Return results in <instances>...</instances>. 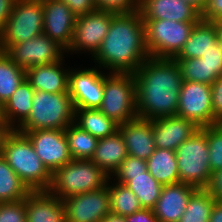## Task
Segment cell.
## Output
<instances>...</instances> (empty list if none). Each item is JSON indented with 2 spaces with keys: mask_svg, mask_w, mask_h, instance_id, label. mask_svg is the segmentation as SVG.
<instances>
[{
  "mask_svg": "<svg viewBox=\"0 0 222 222\" xmlns=\"http://www.w3.org/2000/svg\"><path fill=\"white\" fill-rule=\"evenodd\" d=\"M134 76L138 117L152 121L177 114L183 79L174 59L149 57Z\"/></svg>",
  "mask_w": 222,
  "mask_h": 222,
  "instance_id": "cell-1",
  "label": "cell"
},
{
  "mask_svg": "<svg viewBox=\"0 0 222 222\" xmlns=\"http://www.w3.org/2000/svg\"><path fill=\"white\" fill-rule=\"evenodd\" d=\"M149 57L144 23L138 10L112 18L108 33L92 58L97 67L110 73H135Z\"/></svg>",
  "mask_w": 222,
  "mask_h": 222,
  "instance_id": "cell-2",
  "label": "cell"
},
{
  "mask_svg": "<svg viewBox=\"0 0 222 222\" xmlns=\"http://www.w3.org/2000/svg\"><path fill=\"white\" fill-rule=\"evenodd\" d=\"M1 156L30 191H48L52 174L37 156L25 134L13 129L5 138Z\"/></svg>",
  "mask_w": 222,
  "mask_h": 222,
  "instance_id": "cell-3",
  "label": "cell"
},
{
  "mask_svg": "<svg viewBox=\"0 0 222 222\" xmlns=\"http://www.w3.org/2000/svg\"><path fill=\"white\" fill-rule=\"evenodd\" d=\"M28 117L15 129L28 132L65 129L75 122V108L69 93L35 91Z\"/></svg>",
  "mask_w": 222,
  "mask_h": 222,
  "instance_id": "cell-4",
  "label": "cell"
},
{
  "mask_svg": "<svg viewBox=\"0 0 222 222\" xmlns=\"http://www.w3.org/2000/svg\"><path fill=\"white\" fill-rule=\"evenodd\" d=\"M108 179L113 180L91 160L74 159L52 174L48 191L64 199L99 190L106 186Z\"/></svg>",
  "mask_w": 222,
  "mask_h": 222,
  "instance_id": "cell-5",
  "label": "cell"
},
{
  "mask_svg": "<svg viewBox=\"0 0 222 222\" xmlns=\"http://www.w3.org/2000/svg\"><path fill=\"white\" fill-rule=\"evenodd\" d=\"M179 182L197 189H205L212 172L209 166V148L206 127L200 128L176 150Z\"/></svg>",
  "mask_w": 222,
  "mask_h": 222,
  "instance_id": "cell-6",
  "label": "cell"
},
{
  "mask_svg": "<svg viewBox=\"0 0 222 222\" xmlns=\"http://www.w3.org/2000/svg\"><path fill=\"white\" fill-rule=\"evenodd\" d=\"M99 110L118 125L138 117L134 73L104 75L103 101Z\"/></svg>",
  "mask_w": 222,
  "mask_h": 222,
  "instance_id": "cell-7",
  "label": "cell"
},
{
  "mask_svg": "<svg viewBox=\"0 0 222 222\" xmlns=\"http://www.w3.org/2000/svg\"><path fill=\"white\" fill-rule=\"evenodd\" d=\"M149 56L173 59L188 40L197 22L143 19Z\"/></svg>",
  "mask_w": 222,
  "mask_h": 222,
  "instance_id": "cell-8",
  "label": "cell"
},
{
  "mask_svg": "<svg viewBox=\"0 0 222 222\" xmlns=\"http://www.w3.org/2000/svg\"><path fill=\"white\" fill-rule=\"evenodd\" d=\"M44 16L41 0H17L13 11L0 32V50L43 33Z\"/></svg>",
  "mask_w": 222,
  "mask_h": 222,
  "instance_id": "cell-9",
  "label": "cell"
},
{
  "mask_svg": "<svg viewBox=\"0 0 222 222\" xmlns=\"http://www.w3.org/2000/svg\"><path fill=\"white\" fill-rule=\"evenodd\" d=\"M4 52L12 62L25 70L36 65L56 63L65 58L66 54L61 45L44 33L30 40L12 44Z\"/></svg>",
  "mask_w": 222,
  "mask_h": 222,
  "instance_id": "cell-10",
  "label": "cell"
},
{
  "mask_svg": "<svg viewBox=\"0 0 222 222\" xmlns=\"http://www.w3.org/2000/svg\"><path fill=\"white\" fill-rule=\"evenodd\" d=\"M176 115L194 122L199 128L217 124L213 116L211 85L183 80Z\"/></svg>",
  "mask_w": 222,
  "mask_h": 222,
  "instance_id": "cell-11",
  "label": "cell"
},
{
  "mask_svg": "<svg viewBox=\"0 0 222 222\" xmlns=\"http://www.w3.org/2000/svg\"><path fill=\"white\" fill-rule=\"evenodd\" d=\"M115 15L112 12L96 10L92 13L77 16L73 40L66 53L90 51L89 53L93 57L107 35L111 20Z\"/></svg>",
  "mask_w": 222,
  "mask_h": 222,
  "instance_id": "cell-12",
  "label": "cell"
},
{
  "mask_svg": "<svg viewBox=\"0 0 222 222\" xmlns=\"http://www.w3.org/2000/svg\"><path fill=\"white\" fill-rule=\"evenodd\" d=\"M100 68L70 69L68 93L75 109H99L103 101L104 74Z\"/></svg>",
  "mask_w": 222,
  "mask_h": 222,
  "instance_id": "cell-13",
  "label": "cell"
},
{
  "mask_svg": "<svg viewBox=\"0 0 222 222\" xmlns=\"http://www.w3.org/2000/svg\"><path fill=\"white\" fill-rule=\"evenodd\" d=\"M20 133L29 138L37 156L51 174L73 160L64 129H44Z\"/></svg>",
  "mask_w": 222,
  "mask_h": 222,
  "instance_id": "cell-14",
  "label": "cell"
},
{
  "mask_svg": "<svg viewBox=\"0 0 222 222\" xmlns=\"http://www.w3.org/2000/svg\"><path fill=\"white\" fill-rule=\"evenodd\" d=\"M66 222H101L110 213L107 185L62 199Z\"/></svg>",
  "mask_w": 222,
  "mask_h": 222,
  "instance_id": "cell-15",
  "label": "cell"
},
{
  "mask_svg": "<svg viewBox=\"0 0 222 222\" xmlns=\"http://www.w3.org/2000/svg\"><path fill=\"white\" fill-rule=\"evenodd\" d=\"M43 5V33L66 51L70 47L77 16L60 0H41Z\"/></svg>",
  "mask_w": 222,
  "mask_h": 222,
  "instance_id": "cell-16",
  "label": "cell"
},
{
  "mask_svg": "<svg viewBox=\"0 0 222 222\" xmlns=\"http://www.w3.org/2000/svg\"><path fill=\"white\" fill-rule=\"evenodd\" d=\"M118 131L129 156L147 160L155 151L153 120L137 117L119 125Z\"/></svg>",
  "mask_w": 222,
  "mask_h": 222,
  "instance_id": "cell-17",
  "label": "cell"
},
{
  "mask_svg": "<svg viewBox=\"0 0 222 222\" xmlns=\"http://www.w3.org/2000/svg\"><path fill=\"white\" fill-rule=\"evenodd\" d=\"M199 129L194 122L177 115L155 119L153 120L155 147L175 151Z\"/></svg>",
  "mask_w": 222,
  "mask_h": 222,
  "instance_id": "cell-18",
  "label": "cell"
},
{
  "mask_svg": "<svg viewBox=\"0 0 222 222\" xmlns=\"http://www.w3.org/2000/svg\"><path fill=\"white\" fill-rule=\"evenodd\" d=\"M196 187L179 182L163 186L153 213L160 222H178L182 217Z\"/></svg>",
  "mask_w": 222,
  "mask_h": 222,
  "instance_id": "cell-19",
  "label": "cell"
},
{
  "mask_svg": "<svg viewBox=\"0 0 222 222\" xmlns=\"http://www.w3.org/2000/svg\"><path fill=\"white\" fill-rule=\"evenodd\" d=\"M142 19H164L176 22H198L201 14L182 0H140Z\"/></svg>",
  "mask_w": 222,
  "mask_h": 222,
  "instance_id": "cell-20",
  "label": "cell"
},
{
  "mask_svg": "<svg viewBox=\"0 0 222 222\" xmlns=\"http://www.w3.org/2000/svg\"><path fill=\"white\" fill-rule=\"evenodd\" d=\"M63 59L48 65L27 68L26 80L35 91L49 93H68L69 69H64ZM63 66V67H62Z\"/></svg>",
  "mask_w": 222,
  "mask_h": 222,
  "instance_id": "cell-21",
  "label": "cell"
},
{
  "mask_svg": "<svg viewBox=\"0 0 222 222\" xmlns=\"http://www.w3.org/2000/svg\"><path fill=\"white\" fill-rule=\"evenodd\" d=\"M26 222H66L62 199L49 191H31L25 199Z\"/></svg>",
  "mask_w": 222,
  "mask_h": 222,
  "instance_id": "cell-22",
  "label": "cell"
},
{
  "mask_svg": "<svg viewBox=\"0 0 222 222\" xmlns=\"http://www.w3.org/2000/svg\"><path fill=\"white\" fill-rule=\"evenodd\" d=\"M127 156L126 145L121 133L117 130L114 134L98 140L91 161L110 178Z\"/></svg>",
  "mask_w": 222,
  "mask_h": 222,
  "instance_id": "cell-23",
  "label": "cell"
},
{
  "mask_svg": "<svg viewBox=\"0 0 222 222\" xmlns=\"http://www.w3.org/2000/svg\"><path fill=\"white\" fill-rule=\"evenodd\" d=\"M218 41L214 22L200 19L183 45L180 52L173 59L201 58Z\"/></svg>",
  "mask_w": 222,
  "mask_h": 222,
  "instance_id": "cell-24",
  "label": "cell"
},
{
  "mask_svg": "<svg viewBox=\"0 0 222 222\" xmlns=\"http://www.w3.org/2000/svg\"><path fill=\"white\" fill-rule=\"evenodd\" d=\"M34 92V88L25 79L0 108V115L12 129H16L28 117Z\"/></svg>",
  "mask_w": 222,
  "mask_h": 222,
  "instance_id": "cell-25",
  "label": "cell"
},
{
  "mask_svg": "<svg viewBox=\"0 0 222 222\" xmlns=\"http://www.w3.org/2000/svg\"><path fill=\"white\" fill-rule=\"evenodd\" d=\"M147 170L161 185L179 183L176 152L170 149H155L146 160Z\"/></svg>",
  "mask_w": 222,
  "mask_h": 222,
  "instance_id": "cell-26",
  "label": "cell"
},
{
  "mask_svg": "<svg viewBox=\"0 0 222 222\" xmlns=\"http://www.w3.org/2000/svg\"><path fill=\"white\" fill-rule=\"evenodd\" d=\"M74 123L98 139L114 134L119 127L99 109H75Z\"/></svg>",
  "mask_w": 222,
  "mask_h": 222,
  "instance_id": "cell-27",
  "label": "cell"
},
{
  "mask_svg": "<svg viewBox=\"0 0 222 222\" xmlns=\"http://www.w3.org/2000/svg\"><path fill=\"white\" fill-rule=\"evenodd\" d=\"M125 186L138 197L144 209L154 208L163 189V185L156 181L148 170L142 175H130V180Z\"/></svg>",
  "mask_w": 222,
  "mask_h": 222,
  "instance_id": "cell-28",
  "label": "cell"
},
{
  "mask_svg": "<svg viewBox=\"0 0 222 222\" xmlns=\"http://www.w3.org/2000/svg\"><path fill=\"white\" fill-rule=\"evenodd\" d=\"M25 79V69L12 62L10 57L0 50V108Z\"/></svg>",
  "mask_w": 222,
  "mask_h": 222,
  "instance_id": "cell-29",
  "label": "cell"
},
{
  "mask_svg": "<svg viewBox=\"0 0 222 222\" xmlns=\"http://www.w3.org/2000/svg\"><path fill=\"white\" fill-rule=\"evenodd\" d=\"M31 191L0 156V203L26 199Z\"/></svg>",
  "mask_w": 222,
  "mask_h": 222,
  "instance_id": "cell-30",
  "label": "cell"
},
{
  "mask_svg": "<svg viewBox=\"0 0 222 222\" xmlns=\"http://www.w3.org/2000/svg\"><path fill=\"white\" fill-rule=\"evenodd\" d=\"M109 182L111 181L108 179L106 185L111 213L126 217L142 209L138 197L127 186Z\"/></svg>",
  "mask_w": 222,
  "mask_h": 222,
  "instance_id": "cell-31",
  "label": "cell"
},
{
  "mask_svg": "<svg viewBox=\"0 0 222 222\" xmlns=\"http://www.w3.org/2000/svg\"><path fill=\"white\" fill-rule=\"evenodd\" d=\"M64 130L72 159L91 160L99 139L82 130L75 123Z\"/></svg>",
  "mask_w": 222,
  "mask_h": 222,
  "instance_id": "cell-32",
  "label": "cell"
},
{
  "mask_svg": "<svg viewBox=\"0 0 222 222\" xmlns=\"http://www.w3.org/2000/svg\"><path fill=\"white\" fill-rule=\"evenodd\" d=\"M216 199L206 190L197 189L190 197L178 222H209Z\"/></svg>",
  "mask_w": 222,
  "mask_h": 222,
  "instance_id": "cell-33",
  "label": "cell"
},
{
  "mask_svg": "<svg viewBox=\"0 0 222 222\" xmlns=\"http://www.w3.org/2000/svg\"><path fill=\"white\" fill-rule=\"evenodd\" d=\"M184 81L199 82L209 85V67L203 58L174 59Z\"/></svg>",
  "mask_w": 222,
  "mask_h": 222,
  "instance_id": "cell-34",
  "label": "cell"
},
{
  "mask_svg": "<svg viewBox=\"0 0 222 222\" xmlns=\"http://www.w3.org/2000/svg\"><path fill=\"white\" fill-rule=\"evenodd\" d=\"M209 148V166L212 173L222 169V126L217 123L206 126Z\"/></svg>",
  "mask_w": 222,
  "mask_h": 222,
  "instance_id": "cell-35",
  "label": "cell"
},
{
  "mask_svg": "<svg viewBox=\"0 0 222 222\" xmlns=\"http://www.w3.org/2000/svg\"><path fill=\"white\" fill-rule=\"evenodd\" d=\"M147 171L146 160L127 156L122 162L118 170L111 178L116 179L120 184H126L130 180V175H142Z\"/></svg>",
  "mask_w": 222,
  "mask_h": 222,
  "instance_id": "cell-36",
  "label": "cell"
},
{
  "mask_svg": "<svg viewBox=\"0 0 222 222\" xmlns=\"http://www.w3.org/2000/svg\"><path fill=\"white\" fill-rule=\"evenodd\" d=\"M95 6L98 11L127 14L140 9V0H95Z\"/></svg>",
  "mask_w": 222,
  "mask_h": 222,
  "instance_id": "cell-37",
  "label": "cell"
},
{
  "mask_svg": "<svg viewBox=\"0 0 222 222\" xmlns=\"http://www.w3.org/2000/svg\"><path fill=\"white\" fill-rule=\"evenodd\" d=\"M209 67V85L222 76V45L217 41L212 48L201 56Z\"/></svg>",
  "mask_w": 222,
  "mask_h": 222,
  "instance_id": "cell-38",
  "label": "cell"
},
{
  "mask_svg": "<svg viewBox=\"0 0 222 222\" xmlns=\"http://www.w3.org/2000/svg\"><path fill=\"white\" fill-rule=\"evenodd\" d=\"M0 222H26L25 199L0 203Z\"/></svg>",
  "mask_w": 222,
  "mask_h": 222,
  "instance_id": "cell-39",
  "label": "cell"
},
{
  "mask_svg": "<svg viewBox=\"0 0 222 222\" xmlns=\"http://www.w3.org/2000/svg\"><path fill=\"white\" fill-rule=\"evenodd\" d=\"M211 99L214 120L218 123L222 119V76L211 84Z\"/></svg>",
  "mask_w": 222,
  "mask_h": 222,
  "instance_id": "cell-40",
  "label": "cell"
},
{
  "mask_svg": "<svg viewBox=\"0 0 222 222\" xmlns=\"http://www.w3.org/2000/svg\"><path fill=\"white\" fill-rule=\"evenodd\" d=\"M68 5L70 10L76 15H84L97 10L95 0H60Z\"/></svg>",
  "mask_w": 222,
  "mask_h": 222,
  "instance_id": "cell-41",
  "label": "cell"
},
{
  "mask_svg": "<svg viewBox=\"0 0 222 222\" xmlns=\"http://www.w3.org/2000/svg\"><path fill=\"white\" fill-rule=\"evenodd\" d=\"M201 19L211 22L222 19V0H208L201 12Z\"/></svg>",
  "mask_w": 222,
  "mask_h": 222,
  "instance_id": "cell-42",
  "label": "cell"
},
{
  "mask_svg": "<svg viewBox=\"0 0 222 222\" xmlns=\"http://www.w3.org/2000/svg\"><path fill=\"white\" fill-rule=\"evenodd\" d=\"M205 189L216 201H222V169L212 173L209 184Z\"/></svg>",
  "mask_w": 222,
  "mask_h": 222,
  "instance_id": "cell-43",
  "label": "cell"
},
{
  "mask_svg": "<svg viewBox=\"0 0 222 222\" xmlns=\"http://www.w3.org/2000/svg\"><path fill=\"white\" fill-rule=\"evenodd\" d=\"M127 222H160L153 213L152 209H144L142 208L135 213L126 216Z\"/></svg>",
  "mask_w": 222,
  "mask_h": 222,
  "instance_id": "cell-44",
  "label": "cell"
},
{
  "mask_svg": "<svg viewBox=\"0 0 222 222\" xmlns=\"http://www.w3.org/2000/svg\"><path fill=\"white\" fill-rule=\"evenodd\" d=\"M17 0H0V32L10 17Z\"/></svg>",
  "mask_w": 222,
  "mask_h": 222,
  "instance_id": "cell-45",
  "label": "cell"
},
{
  "mask_svg": "<svg viewBox=\"0 0 222 222\" xmlns=\"http://www.w3.org/2000/svg\"><path fill=\"white\" fill-rule=\"evenodd\" d=\"M12 130L13 129L7 124L5 119L0 115V156L2 155V149L5 138Z\"/></svg>",
  "mask_w": 222,
  "mask_h": 222,
  "instance_id": "cell-46",
  "label": "cell"
},
{
  "mask_svg": "<svg viewBox=\"0 0 222 222\" xmlns=\"http://www.w3.org/2000/svg\"><path fill=\"white\" fill-rule=\"evenodd\" d=\"M209 222H222V201H215Z\"/></svg>",
  "mask_w": 222,
  "mask_h": 222,
  "instance_id": "cell-47",
  "label": "cell"
},
{
  "mask_svg": "<svg viewBox=\"0 0 222 222\" xmlns=\"http://www.w3.org/2000/svg\"><path fill=\"white\" fill-rule=\"evenodd\" d=\"M183 2L193 6L200 14L207 5L208 0H182Z\"/></svg>",
  "mask_w": 222,
  "mask_h": 222,
  "instance_id": "cell-48",
  "label": "cell"
},
{
  "mask_svg": "<svg viewBox=\"0 0 222 222\" xmlns=\"http://www.w3.org/2000/svg\"><path fill=\"white\" fill-rule=\"evenodd\" d=\"M101 222H127L124 216L109 213Z\"/></svg>",
  "mask_w": 222,
  "mask_h": 222,
  "instance_id": "cell-49",
  "label": "cell"
},
{
  "mask_svg": "<svg viewBox=\"0 0 222 222\" xmlns=\"http://www.w3.org/2000/svg\"><path fill=\"white\" fill-rule=\"evenodd\" d=\"M217 30L218 41L222 45V19L214 21Z\"/></svg>",
  "mask_w": 222,
  "mask_h": 222,
  "instance_id": "cell-50",
  "label": "cell"
},
{
  "mask_svg": "<svg viewBox=\"0 0 222 222\" xmlns=\"http://www.w3.org/2000/svg\"><path fill=\"white\" fill-rule=\"evenodd\" d=\"M218 123L222 126V119Z\"/></svg>",
  "mask_w": 222,
  "mask_h": 222,
  "instance_id": "cell-51",
  "label": "cell"
}]
</instances>
